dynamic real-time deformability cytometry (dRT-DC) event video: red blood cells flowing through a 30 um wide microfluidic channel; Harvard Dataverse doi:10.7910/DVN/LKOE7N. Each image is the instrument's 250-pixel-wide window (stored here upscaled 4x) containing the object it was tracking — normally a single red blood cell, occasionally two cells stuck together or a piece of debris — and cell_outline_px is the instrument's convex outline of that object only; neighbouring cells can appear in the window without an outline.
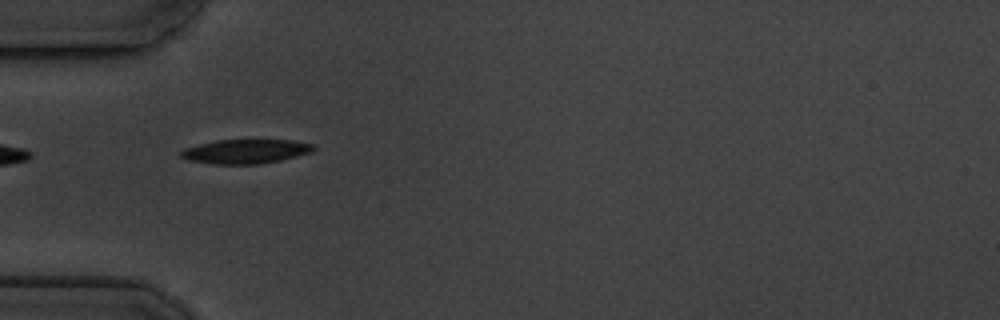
{"species": "common noctule bat (a hibernating species)", "species_latin": "Nyctalus noctula", "temperature_condition": "cold", "stored_images_in_passage": 12, "camera_frame_rate_fps": 3000, "um_per_image_px": 0.085, "animal": {"sex": "male", "body_mass_g": 19.5, "forearm_length_mm": 54.6}, "frame": {"image": 1, "passage_image": 7, "time_ms": 7.667, "image_size_px": [1000, 320], "cell_outline_px": [[316, 148], [312, 152], [280, 160], [260, 164], [212, 164], [188, 160], [180, 156], [180, 152], [184, 148], [216, 140], [292, 140], [316, 144]], "centroid_in_image_um": [20.9, 12.87], "position_along_channel_um": 64.1, "area_um2": 18.79}}
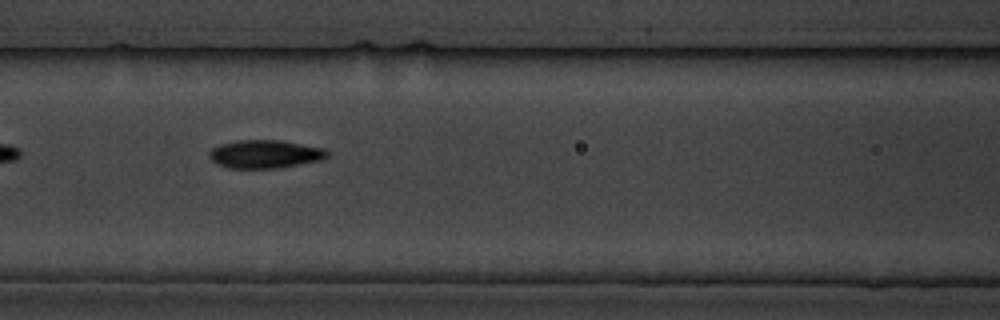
{"frame": {"image": 2, "passage_image": 9, "time_ms": 10.0, "image_size_px": [1000, 320], "cell_outline_px": [[328, 156], [320, 160], [276, 168], [228, 168], [216, 164], [208, 156], [208, 152], [212, 148], [220, 144], [236, 140], [280, 140], [324, 148], [328, 152]], "centroid_in_image_um": [22.47, 13.09], "position_along_channel_um": 144.1, "area_um2": 19.36}}